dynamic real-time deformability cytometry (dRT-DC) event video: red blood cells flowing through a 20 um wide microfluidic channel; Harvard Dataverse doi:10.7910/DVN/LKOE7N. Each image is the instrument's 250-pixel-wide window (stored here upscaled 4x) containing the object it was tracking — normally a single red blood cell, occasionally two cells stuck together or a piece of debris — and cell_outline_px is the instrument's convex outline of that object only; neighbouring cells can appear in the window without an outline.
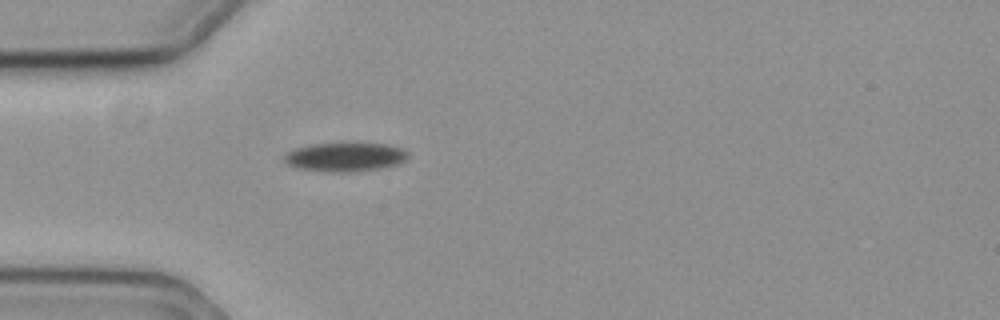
{"species": "common noctule bat (a hibernating species)", "species_latin": "Nyctalus noctula", "temperature_condition": "cold", "stored_images_in_passage": 3, "camera_frame_rate_fps": 3000, "um_per_image_px": 0.085, "animal": {"sex": "female", "body_mass_g": 19.3, "forearm_length_mm": 54.1}, "frame": {"image": 1, "passage_image": 1, "time_ms": 0.0, "image_size_px": [1000, 320], "cell_outline_px": [[408, 156], [400, 164], [380, 168], [356, 172], [328, 172], [296, 168], [288, 164], [284, 160], [284, 152], [296, 148], [312, 144], [344, 140], [356, 140], [388, 144], [400, 148], [408, 152]], "centroid_in_image_um": [29.34, 13.29], "position_along_channel_um": 55.7, "area_um2": 22.08}}